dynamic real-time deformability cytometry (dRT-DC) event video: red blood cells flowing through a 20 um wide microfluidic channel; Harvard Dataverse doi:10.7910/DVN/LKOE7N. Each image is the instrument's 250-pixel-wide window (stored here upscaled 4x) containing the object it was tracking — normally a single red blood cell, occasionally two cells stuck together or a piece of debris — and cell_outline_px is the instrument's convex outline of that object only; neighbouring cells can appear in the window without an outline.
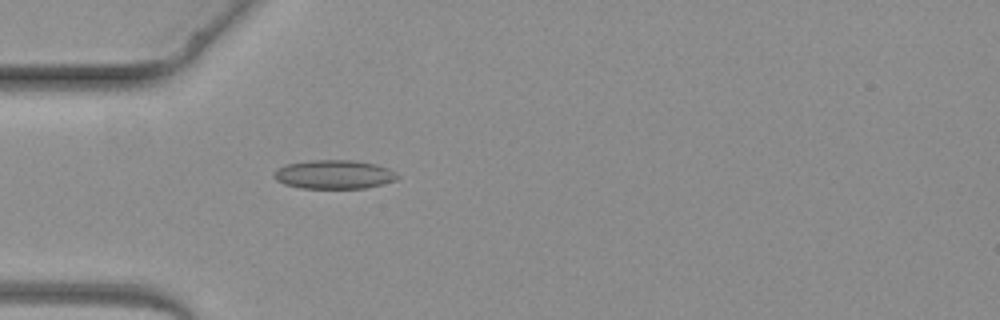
{"species": "common noctule bat (a hibernating species)", "species_latin": "Nyctalus noctula", "temperature_condition": "warm", "stored_images_in_passage": 3, "camera_frame_rate_fps": 3000, "um_per_image_px": 0.085, "animal": {"sex": "female", "body_mass_g": 19.3, "forearm_length_mm": 54.1}, "frame": {"image": 1, "passage_image": 3, "time_ms": 2.667, "image_size_px": [1000, 320], "cell_outline_px": [[400, 176], [396, 180], [364, 188], [300, 188], [284, 184], [276, 180], [272, 176], [276, 168], [284, 164], [312, 160], [352, 160], [376, 164], [388, 168], [396, 172]], "centroid_in_image_um": [28.36, 14.82], "position_along_channel_um": 56.6, "area_um2": 20.87}}